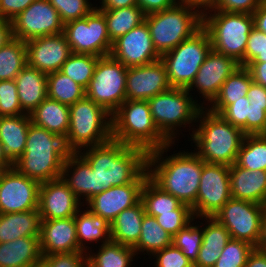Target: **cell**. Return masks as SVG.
Returning <instances> with one entry per match:
<instances>
[{
	"mask_svg": "<svg viewBox=\"0 0 266 267\" xmlns=\"http://www.w3.org/2000/svg\"><path fill=\"white\" fill-rule=\"evenodd\" d=\"M82 150L78 153L94 171V195L113 186L145 182L149 177L148 153L142 148L128 146L111 139L106 143Z\"/></svg>",
	"mask_w": 266,
	"mask_h": 267,
	"instance_id": "6da1fadb",
	"label": "cell"
},
{
	"mask_svg": "<svg viewBox=\"0 0 266 267\" xmlns=\"http://www.w3.org/2000/svg\"><path fill=\"white\" fill-rule=\"evenodd\" d=\"M172 145L175 143L148 153L149 178L163 191L192 207L197 199L203 160L195 152L189 151L163 157Z\"/></svg>",
	"mask_w": 266,
	"mask_h": 267,
	"instance_id": "7a4b0ae2",
	"label": "cell"
},
{
	"mask_svg": "<svg viewBox=\"0 0 266 267\" xmlns=\"http://www.w3.org/2000/svg\"><path fill=\"white\" fill-rule=\"evenodd\" d=\"M70 153L65 138L31 123L24 153L13 167L41 184L61 178L64 161Z\"/></svg>",
	"mask_w": 266,
	"mask_h": 267,
	"instance_id": "3957f363",
	"label": "cell"
},
{
	"mask_svg": "<svg viewBox=\"0 0 266 267\" xmlns=\"http://www.w3.org/2000/svg\"><path fill=\"white\" fill-rule=\"evenodd\" d=\"M196 122L199 126L190 134L194 152L207 163L233 165L246 134L207 107L199 111Z\"/></svg>",
	"mask_w": 266,
	"mask_h": 267,
	"instance_id": "277c9868",
	"label": "cell"
},
{
	"mask_svg": "<svg viewBox=\"0 0 266 267\" xmlns=\"http://www.w3.org/2000/svg\"><path fill=\"white\" fill-rule=\"evenodd\" d=\"M112 139L147 153L171 144L155 125L147 100H126L112 114Z\"/></svg>",
	"mask_w": 266,
	"mask_h": 267,
	"instance_id": "5b68a950",
	"label": "cell"
},
{
	"mask_svg": "<svg viewBox=\"0 0 266 267\" xmlns=\"http://www.w3.org/2000/svg\"><path fill=\"white\" fill-rule=\"evenodd\" d=\"M144 21L156 51L162 55L199 31L203 27V14L180 0L173 7L145 15Z\"/></svg>",
	"mask_w": 266,
	"mask_h": 267,
	"instance_id": "8992f818",
	"label": "cell"
},
{
	"mask_svg": "<svg viewBox=\"0 0 266 267\" xmlns=\"http://www.w3.org/2000/svg\"><path fill=\"white\" fill-rule=\"evenodd\" d=\"M70 122L65 143L71 153L112 139V115L86 96L69 106Z\"/></svg>",
	"mask_w": 266,
	"mask_h": 267,
	"instance_id": "52a82bcc",
	"label": "cell"
},
{
	"mask_svg": "<svg viewBox=\"0 0 266 267\" xmlns=\"http://www.w3.org/2000/svg\"><path fill=\"white\" fill-rule=\"evenodd\" d=\"M203 28L208 32L213 50L245 67L248 36L254 28L252 14L209 10L203 13Z\"/></svg>",
	"mask_w": 266,
	"mask_h": 267,
	"instance_id": "ba28073f",
	"label": "cell"
},
{
	"mask_svg": "<svg viewBox=\"0 0 266 267\" xmlns=\"http://www.w3.org/2000/svg\"><path fill=\"white\" fill-rule=\"evenodd\" d=\"M191 94L187 89L171 88L147 100L155 125L171 143L181 127L196 123L199 111L206 105L204 99L198 103Z\"/></svg>",
	"mask_w": 266,
	"mask_h": 267,
	"instance_id": "9c48e42d",
	"label": "cell"
},
{
	"mask_svg": "<svg viewBox=\"0 0 266 267\" xmlns=\"http://www.w3.org/2000/svg\"><path fill=\"white\" fill-rule=\"evenodd\" d=\"M212 49L208 32L202 27L174 49L161 55L172 88L188 89Z\"/></svg>",
	"mask_w": 266,
	"mask_h": 267,
	"instance_id": "30bf717a",
	"label": "cell"
},
{
	"mask_svg": "<svg viewBox=\"0 0 266 267\" xmlns=\"http://www.w3.org/2000/svg\"><path fill=\"white\" fill-rule=\"evenodd\" d=\"M127 69L110 55L100 57L85 89L86 97L112 115L126 101Z\"/></svg>",
	"mask_w": 266,
	"mask_h": 267,
	"instance_id": "8fae6325",
	"label": "cell"
},
{
	"mask_svg": "<svg viewBox=\"0 0 266 267\" xmlns=\"http://www.w3.org/2000/svg\"><path fill=\"white\" fill-rule=\"evenodd\" d=\"M72 53L108 56L111 51L104 14L94 8L85 18L64 24V32Z\"/></svg>",
	"mask_w": 266,
	"mask_h": 267,
	"instance_id": "7c38bea8",
	"label": "cell"
},
{
	"mask_svg": "<svg viewBox=\"0 0 266 267\" xmlns=\"http://www.w3.org/2000/svg\"><path fill=\"white\" fill-rule=\"evenodd\" d=\"M265 209L262 204L231 198L213 217L229 231L231 239L246 241L256 248Z\"/></svg>",
	"mask_w": 266,
	"mask_h": 267,
	"instance_id": "4fadbf2b",
	"label": "cell"
},
{
	"mask_svg": "<svg viewBox=\"0 0 266 267\" xmlns=\"http://www.w3.org/2000/svg\"><path fill=\"white\" fill-rule=\"evenodd\" d=\"M230 166L203 161L196 203L191 207L194 217H213L232 198Z\"/></svg>",
	"mask_w": 266,
	"mask_h": 267,
	"instance_id": "5bb4252c",
	"label": "cell"
},
{
	"mask_svg": "<svg viewBox=\"0 0 266 267\" xmlns=\"http://www.w3.org/2000/svg\"><path fill=\"white\" fill-rule=\"evenodd\" d=\"M11 24L13 37L24 42L64 32V23L48 0L32 2Z\"/></svg>",
	"mask_w": 266,
	"mask_h": 267,
	"instance_id": "9a60e30c",
	"label": "cell"
},
{
	"mask_svg": "<svg viewBox=\"0 0 266 267\" xmlns=\"http://www.w3.org/2000/svg\"><path fill=\"white\" fill-rule=\"evenodd\" d=\"M40 183L14 167L0 177V214L26 212L39 207Z\"/></svg>",
	"mask_w": 266,
	"mask_h": 267,
	"instance_id": "2e32d148",
	"label": "cell"
},
{
	"mask_svg": "<svg viewBox=\"0 0 266 267\" xmlns=\"http://www.w3.org/2000/svg\"><path fill=\"white\" fill-rule=\"evenodd\" d=\"M109 55L125 67L147 65L161 58L145 21L112 42Z\"/></svg>",
	"mask_w": 266,
	"mask_h": 267,
	"instance_id": "e0dca14e",
	"label": "cell"
},
{
	"mask_svg": "<svg viewBox=\"0 0 266 267\" xmlns=\"http://www.w3.org/2000/svg\"><path fill=\"white\" fill-rule=\"evenodd\" d=\"M240 67V63L235 59L211 49L187 90L191 92L193 87L194 90L196 88L198 94H201L199 97L207 101L206 107H208L226 79Z\"/></svg>",
	"mask_w": 266,
	"mask_h": 267,
	"instance_id": "ac0fdd59",
	"label": "cell"
},
{
	"mask_svg": "<svg viewBox=\"0 0 266 267\" xmlns=\"http://www.w3.org/2000/svg\"><path fill=\"white\" fill-rule=\"evenodd\" d=\"M25 43L27 65L46 74L61 70L72 54L64 33L34 38Z\"/></svg>",
	"mask_w": 266,
	"mask_h": 267,
	"instance_id": "d6986e66",
	"label": "cell"
},
{
	"mask_svg": "<svg viewBox=\"0 0 266 267\" xmlns=\"http://www.w3.org/2000/svg\"><path fill=\"white\" fill-rule=\"evenodd\" d=\"M171 88L165 64L161 59L127 69L126 100H148Z\"/></svg>",
	"mask_w": 266,
	"mask_h": 267,
	"instance_id": "ffe728a7",
	"label": "cell"
},
{
	"mask_svg": "<svg viewBox=\"0 0 266 267\" xmlns=\"http://www.w3.org/2000/svg\"><path fill=\"white\" fill-rule=\"evenodd\" d=\"M82 206H85L84 202L75 196L62 178L40 184L38 209L41 220L74 217Z\"/></svg>",
	"mask_w": 266,
	"mask_h": 267,
	"instance_id": "44dd1931",
	"label": "cell"
},
{
	"mask_svg": "<svg viewBox=\"0 0 266 267\" xmlns=\"http://www.w3.org/2000/svg\"><path fill=\"white\" fill-rule=\"evenodd\" d=\"M143 184L144 182H131L105 189L85 202L86 208L111 223L124 209L133 207L141 200Z\"/></svg>",
	"mask_w": 266,
	"mask_h": 267,
	"instance_id": "7402d4cb",
	"label": "cell"
},
{
	"mask_svg": "<svg viewBox=\"0 0 266 267\" xmlns=\"http://www.w3.org/2000/svg\"><path fill=\"white\" fill-rule=\"evenodd\" d=\"M39 242L42 256L83 251L78 245L74 217L41 220Z\"/></svg>",
	"mask_w": 266,
	"mask_h": 267,
	"instance_id": "603a6c76",
	"label": "cell"
},
{
	"mask_svg": "<svg viewBox=\"0 0 266 267\" xmlns=\"http://www.w3.org/2000/svg\"><path fill=\"white\" fill-rule=\"evenodd\" d=\"M231 196L234 199L251 201L266 206V171L230 166Z\"/></svg>",
	"mask_w": 266,
	"mask_h": 267,
	"instance_id": "cb8c5ba5",
	"label": "cell"
},
{
	"mask_svg": "<svg viewBox=\"0 0 266 267\" xmlns=\"http://www.w3.org/2000/svg\"><path fill=\"white\" fill-rule=\"evenodd\" d=\"M20 106L26 114H30L47 97V74L26 65L16 76Z\"/></svg>",
	"mask_w": 266,
	"mask_h": 267,
	"instance_id": "d4e9b609",
	"label": "cell"
},
{
	"mask_svg": "<svg viewBox=\"0 0 266 267\" xmlns=\"http://www.w3.org/2000/svg\"><path fill=\"white\" fill-rule=\"evenodd\" d=\"M61 178L80 201L83 197L87 202L94 196V171L79 153L68 155Z\"/></svg>",
	"mask_w": 266,
	"mask_h": 267,
	"instance_id": "484cf974",
	"label": "cell"
},
{
	"mask_svg": "<svg viewBox=\"0 0 266 267\" xmlns=\"http://www.w3.org/2000/svg\"><path fill=\"white\" fill-rule=\"evenodd\" d=\"M30 124L29 114L0 116V141L6 156L12 163L24 153Z\"/></svg>",
	"mask_w": 266,
	"mask_h": 267,
	"instance_id": "4316f807",
	"label": "cell"
},
{
	"mask_svg": "<svg viewBox=\"0 0 266 267\" xmlns=\"http://www.w3.org/2000/svg\"><path fill=\"white\" fill-rule=\"evenodd\" d=\"M39 209L0 214V243L22 237H40Z\"/></svg>",
	"mask_w": 266,
	"mask_h": 267,
	"instance_id": "83f0119b",
	"label": "cell"
},
{
	"mask_svg": "<svg viewBox=\"0 0 266 267\" xmlns=\"http://www.w3.org/2000/svg\"><path fill=\"white\" fill-rule=\"evenodd\" d=\"M41 257L39 237L0 243V267H31Z\"/></svg>",
	"mask_w": 266,
	"mask_h": 267,
	"instance_id": "f1b7e54d",
	"label": "cell"
},
{
	"mask_svg": "<svg viewBox=\"0 0 266 267\" xmlns=\"http://www.w3.org/2000/svg\"><path fill=\"white\" fill-rule=\"evenodd\" d=\"M29 116L33 125L66 138L70 122L68 105L47 97Z\"/></svg>",
	"mask_w": 266,
	"mask_h": 267,
	"instance_id": "f546056e",
	"label": "cell"
},
{
	"mask_svg": "<svg viewBox=\"0 0 266 267\" xmlns=\"http://www.w3.org/2000/svg\"><path fill=\"white\" fill-rule=\"evenodd\" d=\"M144 214L145 208L141 200L133 207L124 209L111 222V241L134 247L141 234Z\"/></svg>",
	"mask_w": 266,
	"mask_h": 267,
	"instance_id": "4dcf8cb0",
	"label": "cell"
},
{
	"mask_svg": "<svg viewBox=\"0 0 266 267\" xmlns=\"http://www.w3.org/2000/svg\"><path fill=\"white\" fill-rule=\"evenodd\" d=\"M74 219L78 245L85 253L90 248L86 246V242H93L94 244V242L99 243L101 241L102 245L111 240V223L100 216L92 214L87 208L84 211L80 209Z\"/></svg>",
	"mask_w": 266,
	"mask_h": 267,
	"instance_id": "1f68e13d",
	"label": "cell"
},
{
	"mask_svg": "<svg viewBox=\"0 0 266 267\" xmlns=\"http://www.w3.org/2000/svg\"><path fill=\"white\" fill-rule=\"evenodd\" d=\"M252 82L253 79L250 71L246 67H240L226 79L218 95L208 105L207 109L219 114L227 105L247 96Z\"/></svg>",
	"mask_w": 266,
	"mask_h": 267,
	"instance_id": "d6a6232c",
	"label": "cell"
},
{
	"mask_svg": "<svg viewBox=\"0 0 266 267\" xmlns=\"http://www.w3.org/2000/svg\"><path fill=\"white\" fill-rule=\"evenodd\" d=\"M97 252L92 248L87 255V267H131L136 252L133 247L109 241L99 245ZM93 253V254H92Z\"/></svg>",
	"mask_w": 266,
	"mask_h": 267,
	"instance_id": "836d02e7",
	"label": "cell"
},
{
	"mask_svg": "<svg viewBox=\"0 0 266 267\" xmlns=\"http://www.w3.org/2000/svg\"><path fill=\"white\" fill-rule=\"evenodd\" d=\"M100 11L105 16L111 42H114L120 36L125 35L133 28L139 26L145 19V14L138 5Z\"/></svg>",
	"mask_w": 266,
	"mask_h": 267,
	"instance_id": "e575fe53",
	"label": "cell"
},
{
	"mask_svg": "<svg viewBox=\"0 0 266 267\" xmlns=\"http://www.w3.org/2000/svg\"><path fill=\"white\" fill-rule=\"evenodd\" d=\"M172 244V236L166 232L156 221V218L144 214L141 234L137 244L133 247L136 254L146 251L152 255Z\"/></svg>",
	"mask_w": 266,
	"mask_h": 267,
	"instance_id": "d590c367",
	"label": "cell"
},
{
	"mask_svg": "<svg viewBox=\"0 0 266 267\" xmlns=\"http://www.w3.org/2000/svg\"><path fill=\"white\" fill-rule=\"evenodd\" d=\"M141 201L145 213L153 217L159 215V213L173 211L182 204L176 197L163 191L149 177L142 186Z\"/></svg>",
	"mask_w": 266,
	"mask_h": 267,
	"instance_id": "8d00e7d4",
	"label": "cell"
},
{
	"mask_svg": "<svg viewBox=\"0 0 266 267\" xmlns=\"http://www.w3.org/2000/svg\"><path fill=\"white\" fill-rule=\"evenodd\" d=\"M27 65L26 43L13 38L0 48V80H15Z\"/></svg>",
	"mask_w": 266,
	"mask_h": 267,
	"instance_id": "74e56055",
	"label": "cell"
},
{
	"mask_svg": "<svg viewBox=\"0 0 266 267\" xmlns=\"http://www.w3.org/2000/svg\"><path fill=\"white\" fill-rule=\"evenodd\" d=\"M47 84L48 98L68 106L86 96L85 89L60 70L47 74Z\"/></svg>",
	"mask_w": 266,
	"mask_h": 267,
	"instance_id": "f35d334b",
	"label": "cell"
},
{
	"mask_svg": "<svg viewBox=\"0 0 266 267\" xmlns=\"http://www.w3.org/2000/svg\"><path fill=\"white\" fill-rule=\"evenodd\" d=\"M235 164L250 171H266V138L259 134L246 135Z\"/></svg>",
	"mask_w": 266,
	"mask_h": 267,
	"instance_id": "ab89813d",
	"label": "cell"
},
{
	"mask_svg": "<svg viewBox=\"0 0 266 267\" xmlns=\"http://www.w3.org/2000/svg\"><path fill=\"white\" fill-rule=\"evenodd\" d=\"M99 58L91 54L72 53L60 71L86 89Z\"/></svg>",
	"mask_w": 266,
	"mask_h": 267,
	"instance_id": "60d3db41",
	"label": "cell"
},
{
	"mask_svg": "<svg viewBox=\"0 0 266 267\" xmlns=\"http://www.w3.org/2000/svg\"><path fill=\"white\" fill-rule=\"evenodd\" d=\"M203 224L194 226V219L172 237V244L193 263L198 257L203 240Z\"/></svg>",
	"mask_w": 266,
	"mask_h": 267,
	"instance_id": "b9f144b4",
	"label": "cell"
},
{
	"mask_svg": "<svg viewBox=\"0 0 266 267\" xmlns=\"http://www.w3.org/2000/svg\"><path fill=\"white\" fill-rule=\"evenodd\" d=\"M254 248L246 241L230 238L214 267H245L248 256Z\"/></svg>",
	"mask_w": 266,
	"mask_h": 267,
	"instance_id": "7bdbcfd3",
	"label": "cell"
},
{
	"mask_svg": "<svg viewBox=\"0 0 266 267\" xmlns=\"http://www.w3.org/2000/svg\"><path fill=\"white\" fill-rule=\"evenodd\" d=\"M158 224L172 237L195 219L192 208L182 203L177 209L155 216Z\"/></svg>",
	"mask_w": 266,
	"mask_h": 267,
	"instance_id": "ee69618b",
	"label": "cell"
},
{
	"mask_svg": "<svg viewBox=\"0 0 266 267\" xmlns=\"http://www.w3.org/2000/svg\"><path fill=\"white\" fill-rule=\"evenodd\" d=\"M48 1L57 10L60 19L64 24L72 20L85 18L95 8L89 0Z\"/></svg>",
	"mask_w": 266,
	"mask_h": 267,
	"instance_id": "f6af8a7d",
	"label": "cell"
},
{
	"mask_svg": "<svg viewBox=\"0 0 266 267\" xmlns=\"http://www.w3.org/2000/svg\"><path fill=\"white\" fill-rule=\"evenodd\" d=\"M205 221L203 226V240L201 246L212 249H223L230 240L229 231L214 217H201ZM208 224V225H207Z\"/></svg>",
	"mask_w": 266,
	"mask_h": 267,
	"instance_id": "bcb514c9",
	"label": "cell"
},
{
	"mask_svg": "<svg viewBox=\"0 0 266 267\" xmlns=\"http://www.w3.org/2000/svg\"><path fill=\"white\" fill-rule=\"evenodd\" d=\"M26 114L18 98L15 80H0V116H18Z\"/></svg>",
	"mask_w": 266,
	"mask_h": 267,
	"instance_id": "7dc6e473",
	"label": "cell"
},
{
	"mask_svg": "<svg viewBox=\"0 0 266 267\" xmlns=\"http://www.w3.org/2000/svg\"><path fill=\"white\" fill-rule=\"evenodd\" d=\"M250 102L245 96L235 103L227 105L219 115L228 123L240 128L247 135V118H249Z\"/></svg>",
	"mask_w": 266,
	"mask_h": 267,
	"instance_id": "c3c4849f",
	"label": "cell"
},
{
	"mask_svg": "<svg viewBox=\"0 0 266 267\" xmlns=\"http://www.w3.org/2000/svg\"><path fill=\"white\" fill-rule=\"evenodd\" d=\"M152 256L150 258L155 259L154 266L156 267H194L193 262L173 244L154 253Z\"/></svg>",
	"mask_w": 266,
	"mask_h": 267,
	"instance_id": "681fc988",
	"label": "cell"
},
{
	"mask_svg": "<svg viewBox=\"0 0 266 267\" xmlns=\"http://www.w3.org/2000/svg\"><path fill=\"white\" fill-rule=\"evenodd\" d=\"M51 267H87V255L84 251L42 256Z\"/></svg>",
	"mask_w": 266,
	"mask_h": 267,
	"instance_id": "f907efd6",
	"label": "cell"
},
{
	"mask_svg": "<svg viewBox=\"0 0 266 267\" xmlns=\"http://www.w3.org/2000/svg\"><path fill=\"white\" fill-rule=\"evenodd\" d=\"M264 0H220L218 5L211 10H218L227 13L253 14Z\"/></svg>",
	"mask_w": 266,
	"mask_h": 267,
	"instance_id": "816d5d0a",
	"label": "cell"
},
{
	"mask_svg": "<svg viewBox=\"0 0 266 267\" xmlns=\"http://www.w3.org/2000/svg\"><path fill=\"white\" fill-rule=\"evenodd\" d=\"M266 48V35L253 28L248 36L245 49V67H247Z\"/></svg>",
	"mask_w": 266,
	"mask_h": 267,
	"instance_id": "f5cc1de1",
	"label": "cell"
},
{
	"mask_svg": "<svg viewBox=\"0 0 266 267\" xmlns=\"http://www.w3.org/2000/svg\"><path fill=\"white\" fill-rule=\"evenodd\" d=\"M36 0H0V19L12 21Z\"/></svg>",
	"mask_w": 266,
	"mask_h": 267,
	"instance_id": "db71d44e",
	"label": "cell"
},
{
	"mask_svg": "<svg viewBox=\"0 0 266 267\" xmlns=\"http://www.w3.org/2000/svg\"><path fill=\"white\" fill-rule=\"evenodd\" d=\"M266 124V111L262 107L249 106V118H247V135H258Z\"/></svg>",
	"mask_w": 266,
	"mask_h": 267,
	"instance_id": "11a10c76",
	"label": "cell"
},
{
	"mask_svg": "<svg viewBox=\"0 0 266 267\" xmlns=\"http://www.w3.org/2000/svg\"><path fill=\"white\" fill-rule=\"evenodd\" d=\"M222 249L206 248L201 246L198 257L193 263L194 267H214L219 256L221 255Z\"/></svg>",
	"mask_w": 266,
	"mask_h": 267,
	"instance_id": "9f6ffc18",
	"label": "cell"
},
{
	"mask_svg": "<svg viewBox=\"0 0 266 267\" xmlns=\"http://www.w3.org/2000/svg\"><path fill=\"white\" fill-rule=\"evenodd\" d=\"M145 15L173 7L180 0H136Z\"/></svg>",
	"mask_w": 266,
	"mask_h": 267,
	"instance_id": "6f0895ef",
	"label": "cell"
},
{
	"mask_svg": "<svg viewBox=\"0 0 266 267\" xmlns=\"http://www.w3.org/2000/svg\"><path fill=\"white\" fill-rule=\"evenodd\" d=\"M251 106L262 107L266 111V88L254 81L251 83L247 92Z\"/></svg>",
	"mask_w": 266,
	"mask_h": 267,
	"instance_id": "680465c9",
	"label": "cell"
},
{
	"mask_svg": "<svg viewBox=\"0 0 266 267\" xmlns=\"http://www.w3.org/2000/svg\"><path fill=\"white\" fill-rule=\"evenodd\" d=\"M246 68L250 71L253 81L266 88V62H251Z\"/></svg>",
	"mask_w": 266,
	"mask_h": 267,
	"instance_id": "91938a15",
	"label": "cell"
},
{
	"mask_svg": "<svg viewBox=\"0 0 266 267\" xmlns=\"http://www.w3.org/2000/svg\"><path fill=\"white\" fill-rule=\"evenodd\" d=\"M254 28L266 35V0L253 12Z\"/></svg>",
	"mask_w": 266,
	"mask_h": 267,
	"instance_id": "94428289",
	"label": "cell"
},
{
	"mask_svg": "<svg viewBox=\"0 0 266 267\" xmlns=\"http://www.w3.org/2000/svg\"><path fill=\"white\" fill-rule=\"evenodd\" d=\"M101 6L95 8L97 10H111V9H118V8H126L131 6H136V0H101Z\"/></svg>",
	"mask_w": 266,
	"mask_h": 267,
	"instance_id": "6125c7cd",
	"label": "cell"
},
{
	"mask_svg": "<svg viewBox=\"0 0 266 267\" xmlns=\"http://www.w3.org/2000/svg\"><path fill=\"white\" fill-rule=\"evenodd\" d=\"M245 267H266V252L254 248L248 256Z\"/></svg>",
	"mask_w": 266,
	"mask_h": 267,
	"instance_id": "be15d7a7",
	"label": "cell"
},
{
	"mask_svg": "<svg viewBox=\"0 0 266 267\" xmlns=\"http://www.w3.org/2000/svg\"><path fill=\"white\" fill-rule=\"evenodd\" d=\"M12 24L10 21L0 19V48L13 39Z\"/></svg>",
	"mask_w": 266,
	"mask_h": 267,
	"instance_id": "e7e4bbea",
	"label": "cell"
},
{
	"mask_svg": "<svg viewBox=\"0 0 266 267\" xmlns=\"http://www.w3.org/2000/svg\"><path fill=\"white\" fill-rule=\"evenodd\" d=\"M190 4L193 8L199 10L202 14L206 11L214 9L220 0H183Z\"/></svg>",
	"mask_w": 266,
	"mask_h": 267,
	"instance_id": "03108f58",
	"label": "cell"
},
{
	"mask_svg": "<svg viewBox=\"0 0 266 267\" xmlns=\"http://www.w3.org/2000/svg\"><path fill=\"white\" fill-rule=\"evenodd\" d=\"M256 249L266 252V209L261 221V236Z\"/></svg>",
	"mask_w": 266,
	"mask_h": 267,
	"instance_id": "003e7915",
	"label": "cell"
},
{
	"mask_svg": "<svg viewBox=\"0 0 266 267\" xmlns=\"http://www.w3.org/2000/svg\"><path fill=\"white\" fill-rule=\"evenodd\" d=\"M0 168H3L4 170L13 168V163L6 156L1 141H0Z\"/></svg>",
	"mask_w": 266,
	"mask_h": 267,
	"instance_id": "a7ac6f4b",
	"label": "cell"
},
{
	"mask_svg": "<svg viewBox=\"0 0 266 267\" xmlns=\"http://www.w3.org/2000/svg\"><path fill=\"white\" fill-rule=\"evenodd\" d=\"M31 267H51V265L43 257H41Z\"/></svg>",
	"mask_w": 266,
	"mask_h": 267,
	"instance_id": "89a4df30",
	"label": "cell"
},
{
	"mask_svg": "<svg viewBox=\"0 0 266 267\" xmlns=\"http://www.w3.org/2000/svg\"><path fill=\"white\" fill-rule=\"evenodd\" d=\"M252 62H266V48L263 53L258 55Z\"/></svg>",
	"mask_w": 266,
	"mask_h": 267,
	"instance_id": "2644e50d",
	"label": "cell"
},
{
	"mask_svg": "<svg viewBox=\"0 0 266 267\" xmlns=\"http://www.w3.org/2000/svg\"><path fill=\"white\" fill-rule=\"evenodd\" d=\"M261 137L266 138V124L262 132L259 134Z\"/></svg>",
	"mask_w": 266,
	"mask_h": 267,
	"instance_id": "8c879c8a",
	"label": "cell"
},
{
	"mask_svg": "<svg viewBox=\"0 0 266 267\" xmlns=\"http://www.w3.org/2000/svg\"><path fill=\"white\" fill-rule=\"evenodd\" d=\"M5 170L3 168H0V177L2 175V173L4 172Z\"/></svg>",
	"mask_w": 266,
	"mask_h": 267,
	"instance_id": "753ad0ef",
	"label": "cell"
}]
</instances>
